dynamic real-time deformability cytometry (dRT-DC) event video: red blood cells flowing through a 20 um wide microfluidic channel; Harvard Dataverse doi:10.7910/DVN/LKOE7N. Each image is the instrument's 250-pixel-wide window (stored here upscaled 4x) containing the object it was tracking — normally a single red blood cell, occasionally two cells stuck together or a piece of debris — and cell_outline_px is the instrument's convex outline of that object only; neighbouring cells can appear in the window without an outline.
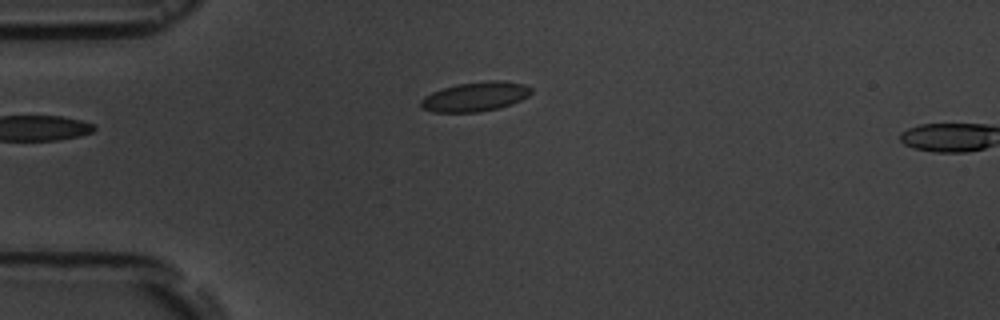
{"species": "common noctule bat (a hibernating species)", "species_latin": "Nyctalus noctula", "temperature_condition": "room temperature", "stored_images_in_passage": 5, "camera_frame_rate_fps": 3000, "um_per_image_px": 0.085, "animal": {"sex": "male", "body_mass_g": 19.5, "forearm_length_mm": 54.6}, "frame": {"image": 1, "passage_image": 5, "time_ms": 4.667, "image_size_px": [1000, 320], "cell_outline_px": [[532, 92], [528, 96], [512, 104], [496, 108], [476, 112], [432, 112], [420, 108], [420, 100], [424, 96], [432, 92], [444, 88], [460, 84], [488, 80], [500, 80], [524, 84], [532, 88]], "centroid_in_image_um": [40.38, 8.21], "position_along_channel_um": 44.6, "area_um2": 18.84}}